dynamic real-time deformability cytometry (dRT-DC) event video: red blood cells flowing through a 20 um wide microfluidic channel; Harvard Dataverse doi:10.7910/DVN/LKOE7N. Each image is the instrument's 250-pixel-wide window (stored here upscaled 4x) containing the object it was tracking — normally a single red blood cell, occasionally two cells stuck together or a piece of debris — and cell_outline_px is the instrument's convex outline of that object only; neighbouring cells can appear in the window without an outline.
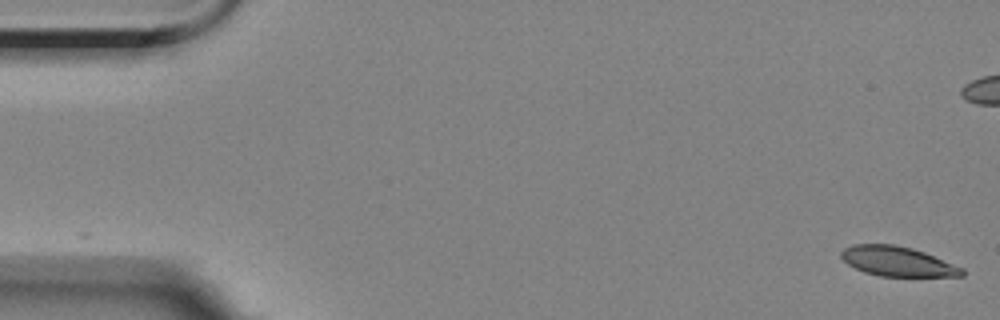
{"species": "Egyptian fruit bat (a non-hibernating species)", "species_latin": "Rousettus aegyptiacus", "temperature_condition": "room temperature", "stored_images_in_passage": 40, "camera_frame_rate_fps": 3000, "um_per_image_px": 0.085, "animal": {"sex": "female"}, "frame": {"image": 1, "passage_image": 1, "time_ms": 0.0, "image_size_px": [1000, 320], "cell_outline_px": [[964, 276], [880, 276], [864, 272], [848, 264], [840, 256], [840, 252], [844, 248], [852, 244], [896, 244], [912, 248], [924, 252], [964, 268]], "centroid_in_image_um": [76.27, 22.21], "position_along_channel_um": 8.7, "area_um2": 20.92}}
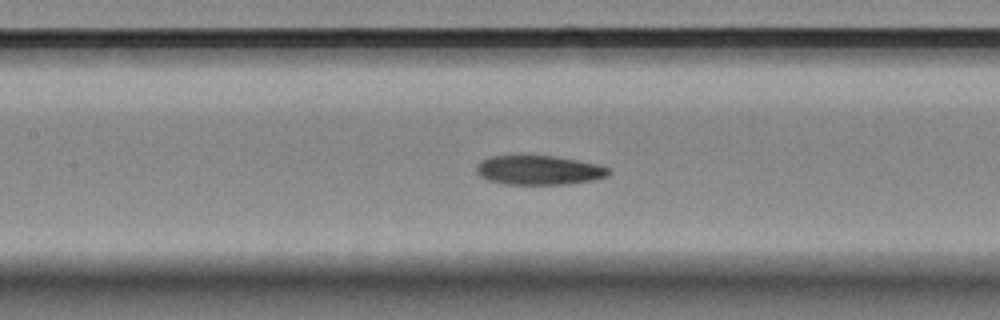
{"frame": {"image": 2, "passage_image": 25, "time_ms": 8.0, "image_size_px": [1000, 320], "cell_outline_px": [[612, 172], [608, 176], [592, 180], [568, 184], [508, 184], [488, 180], [480, 176], [476, 172], [476, 164], [480, 160], [492, 156], [556, 156], [600, 164], [612, 168]], "centroid_in_image_um": [45.86, 14.46], "position_along_channel_um": 161.5, "area_um2": 22.77}}
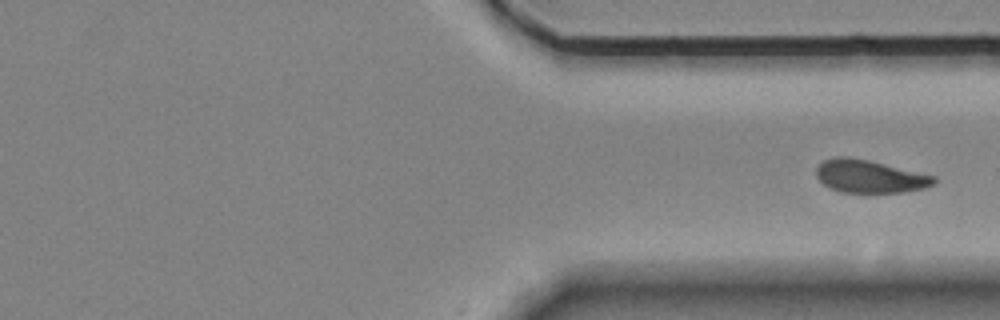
{"frame": {"image": 3, "passage_image": 40, "time_ms": 13.0, "image_size_px": [1000, 320], "cell_outline_px": [[936, 184], [928, 188], [904, 192], [840, 192], [828, 188], [816, 176], [816, 168], [824, 160], [836, 156], [844, 156], [868, 160], [936, 176]], "centroid_in_image_um": [73.94, 15.0], "position_along_channel_um": 337.5, "area_um2": 22.6}}